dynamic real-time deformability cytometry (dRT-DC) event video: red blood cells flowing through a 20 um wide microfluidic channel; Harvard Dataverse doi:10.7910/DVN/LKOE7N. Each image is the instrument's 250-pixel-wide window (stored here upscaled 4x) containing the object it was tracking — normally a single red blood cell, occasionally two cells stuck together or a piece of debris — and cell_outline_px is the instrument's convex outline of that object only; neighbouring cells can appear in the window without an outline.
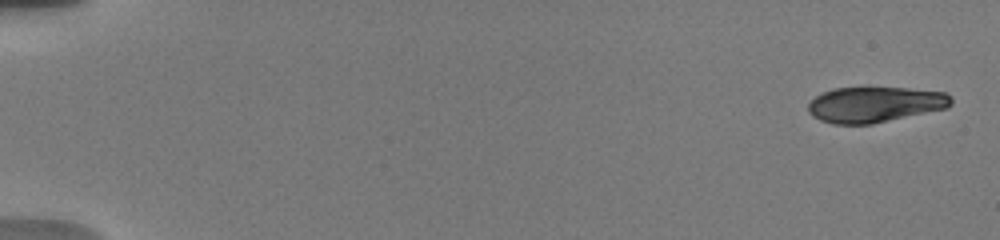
{"species": "human", "species_latin": "Homo sapiens", "temperature_condition": "warm", "stored_images_in_passage": 30, "camera_frame_rate_fps": 3000, "um_per_image_px": 0.085, "donor": {"sex": "male"}, "frame": {"image": 1, "passage_image": 1, "time_ms": 0.0, "image_size_px": [1000, 240], "cell_outline_px": [[952, 104], [948, 108], [872, 124], [832, 124], [820, 120], [812, 116], [808, 112], [808, 104], [816, 96], [832, 88], [908, 88], [944, 92], [952, 100]], "centroid_in_image_um": [74.35, 8.89], "position_along_channel_um": 10.6, "area_um2": 29.59}}
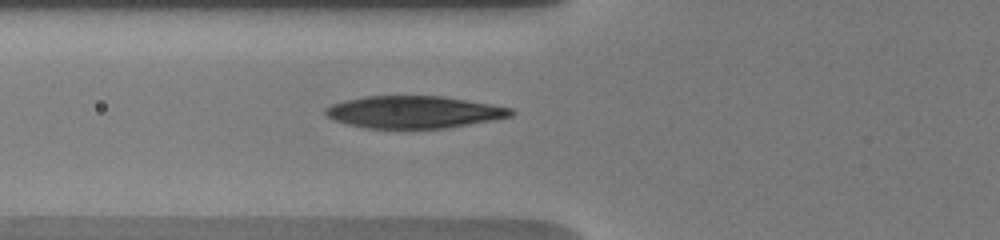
{"frame": {"image": 2, "passage_image": 19, "time_ms": 6.667, "image_size_px": [1000, 240], "cell_outline_px": [[516, 112], [512, 116], [492, 120], [448, 128], [412, 132], [364, 128], [332, 120], [324, 112], [324, 108], [332, 104], [344, 100], [364, 96], [444, 96], [492, 104], [512, 108]], "centroid_in_image_um": [35.16, 9.57], "position_along_channel_um": 90.6, "area_um2": 36.24}}
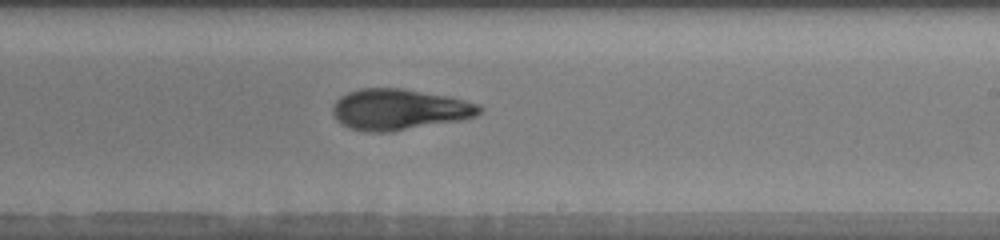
{"frame": {"image": 3, "passage_image": 30, "time_ms": 11.0, "image_size_px": [1000, 240], "cell_outline_px": [[484, 108], [476, 116], [464, 120], [392, 132], [364, 132], [348, 128], [340, 124], [332, 112], [332, 108], [336, 100], [340, 96], [348, 92], [360, 88], [404, 88], [448, 96], [480, 104]], "centroid_in_image_um": [33.94, 9.32], "position_along_channel_um": 255.1, "area_um2": 35.6}}